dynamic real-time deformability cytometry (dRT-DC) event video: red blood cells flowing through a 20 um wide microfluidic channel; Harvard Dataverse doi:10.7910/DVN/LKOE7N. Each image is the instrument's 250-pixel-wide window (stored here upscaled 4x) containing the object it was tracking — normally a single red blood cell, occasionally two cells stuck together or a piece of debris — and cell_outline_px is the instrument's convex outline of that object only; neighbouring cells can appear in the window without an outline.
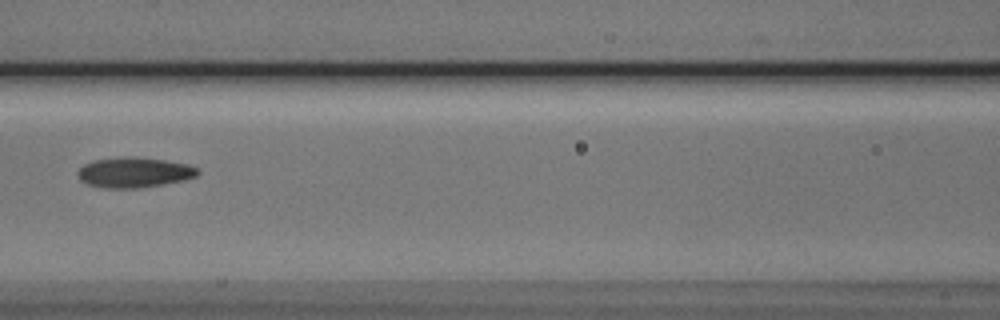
{"species": "Egyptian fruit bat (a non-hibernating species)", "species_latin": "Rousettus aegyptiacus", "temperature_condition": "cold", "stored_images_in_passage": 6, "camera_frame_rate_fps": 3000, "um_per_image_px": 0.085, "animal": {"sex": "male"}, "frame": {"image": 1, "passage_image": 4, "time_ms": 3.667, "image_size_px": [1000, 320], "cell_outline_px": [[200, 172], [196, 176], [184, 180], [164, 184], [140, 188], [104, 188], [84, 184], [80, 180], [76, 172], [84, 164], [96, 160], [128, 156], [136, 156], [164, 160], [188, 164], [196, 168]], "centroid_in_image_um": [11.38, 14.66], "position_along_channel_um": 155.2, "area_um2": 21.27}}
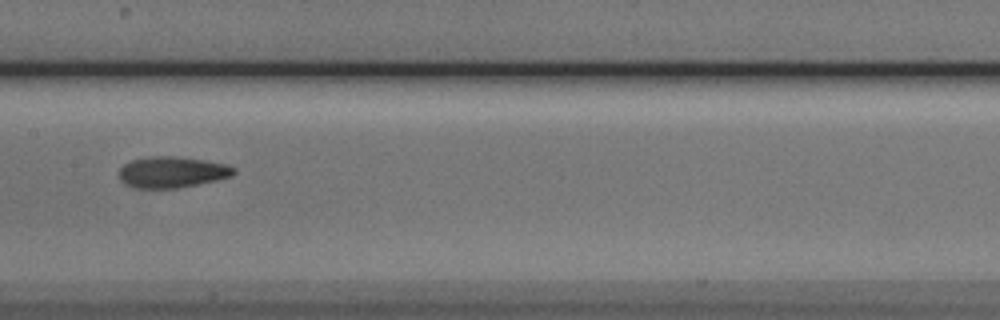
{"frame": {"image": 2, "passage_image": 5, "time_ms": 4.667, "image_size_px": [1000, 320], "cell_outline_px": [[236, 172], [232, 176], [216, 180], [176, 188], [132, 188], [124, 184], [120, 180], [120, 168], [124, 164], [132, 160], [148, 156], [180, 156], [228, 164], [236, 168]], "centroid_in_image_um": [14.62, 14.62], "position_along_channel_um": 192.8, "area_um2": 20.98}}